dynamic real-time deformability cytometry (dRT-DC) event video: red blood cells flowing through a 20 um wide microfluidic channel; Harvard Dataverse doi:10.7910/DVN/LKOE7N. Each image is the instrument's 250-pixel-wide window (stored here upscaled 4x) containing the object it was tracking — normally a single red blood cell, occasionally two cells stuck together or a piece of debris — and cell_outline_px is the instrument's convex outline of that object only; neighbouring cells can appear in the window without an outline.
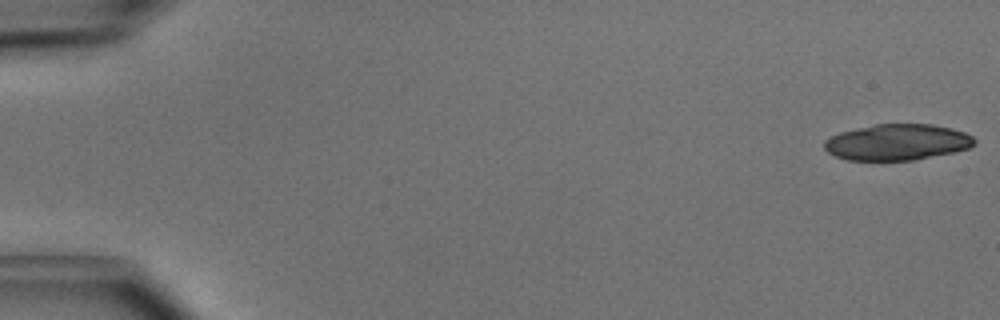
{"species": "common noctule bat (a hibernating species)", "species_latin": "Nyctalus noctula", "temperature_condition": "cold", "stored_images_in_passage": 19, "camera_frame_rate_fps": 3000, "um_per_image_px": 0.085, "animal": {"sex": "male", "body_mass_g": 15.6}, "frame": {"image": 1, "passage_image": 1, "time_ms": 0.0, "image_size_px": [1000, 320], "cell_outline_px": [[976, 144], [968, 148], [956, 152], [916, 160], [848, 160], [836, 156], [828, 152], [824, 148], [824, 140], [840, 132], [856, 128], [876, 124], [932, 124], [952, 128], [964, 132], [972, 136], [976, 140]], "centroid_in_image_um": [76.3, 12.09], "position_along_channel_um": 8.7, "area_um2": 31.73}}